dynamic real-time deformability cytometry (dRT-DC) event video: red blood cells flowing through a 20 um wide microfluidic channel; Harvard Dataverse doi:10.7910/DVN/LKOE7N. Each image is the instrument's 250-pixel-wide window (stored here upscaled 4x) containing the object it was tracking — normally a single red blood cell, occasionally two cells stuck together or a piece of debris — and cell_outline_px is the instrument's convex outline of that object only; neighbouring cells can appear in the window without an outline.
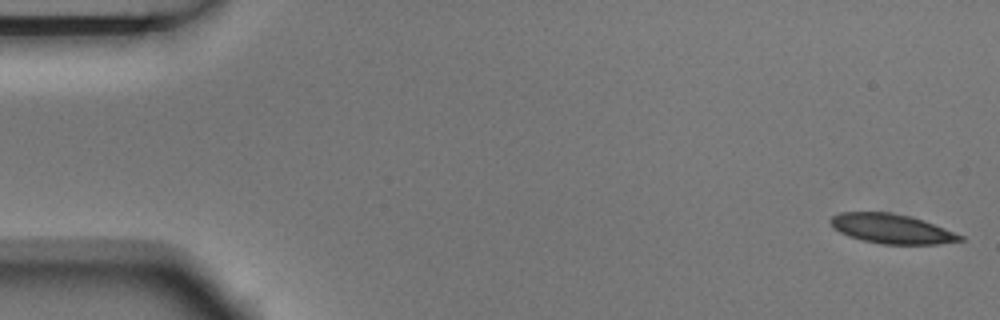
{"species": "Egyptian fruit bat (a non-hibernating species)", "species_latin": "Rousettus aegyptiacus", "temperature_condition": "room temperature", "stored_images_in_passage": 5, "camera_frame_rate_fps": 3000, "um_per_image_px": 0.085, "animal": {"sex": "male"}, "frame": {"image": 1, "passage_image": 1, "time_ms": 0.0, "image_size_px": [1000, 320], "cell_outline_px": [[964, 240], [936, 244], [884, 244], [860, 240], [848, 236], [832, 228], [828, 220], [832, 216], [840, 212], [888, 212], [908, 216], [924, 220], [964, 236]], "centroid_in_image_um": [75.74, 19.44], "position_along_channel_um": 9.3, "area_um2": 22.31}}